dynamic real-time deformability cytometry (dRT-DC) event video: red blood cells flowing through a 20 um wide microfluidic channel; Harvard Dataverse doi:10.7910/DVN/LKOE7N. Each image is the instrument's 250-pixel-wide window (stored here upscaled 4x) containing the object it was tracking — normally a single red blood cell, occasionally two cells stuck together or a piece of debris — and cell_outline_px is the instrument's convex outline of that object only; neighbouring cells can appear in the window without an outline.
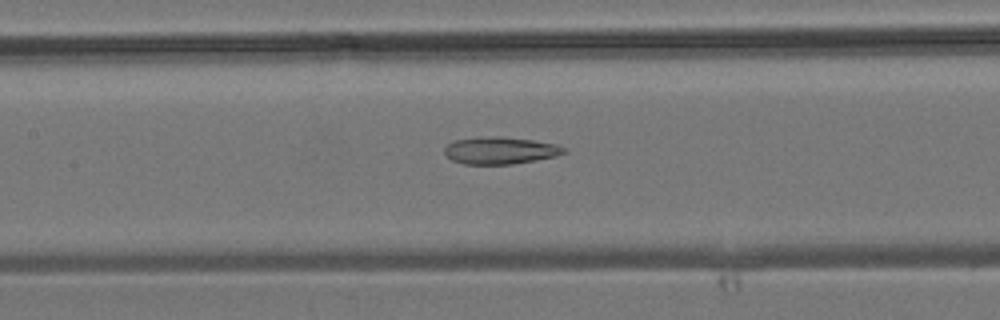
{"species": "common noctule bat (a hibernating species)", "species_latin": "Nyctalus noctula", "temperature_condition": "room temperature", "stored_images_in_passage": 43, "camera_frame_rate_fps": 3000, "um_per_image_px": 0.085, "animal": {"sex": "male", "body_mass_g": 19.2, "forearm_length_mm": 51.8}, "frame": {"image": 1, "passage_image": 20, "time_ms": 6.333, "image_size_px": [1000, 320], "cell_outline_px": [[568, 152], [556, 156], [512, 164], [464, 164], [452, 160], [444, 152], [444, 148], [448, 144], [456, 140], [476, 136], [496, 136], [532, 140], [556, 144], [568, 148]], "centroid_in_image_um": [42.53, 12.78], "position_along_channel_um": 164.9, "area_um2": 18.96}}
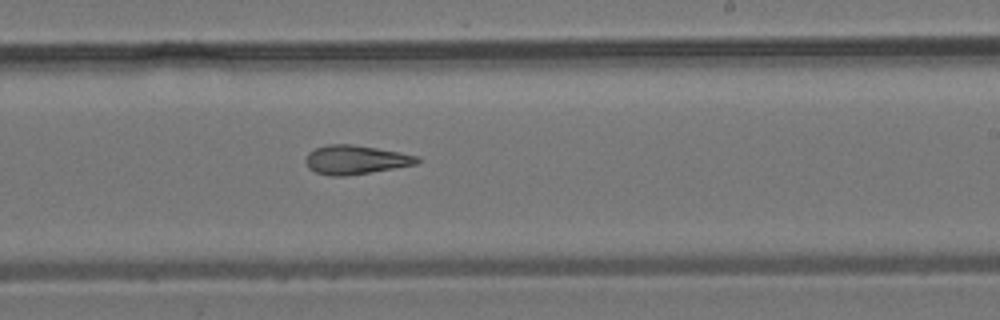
{"frame": {"image": 2, "passage_image": 26, "time_ms": 8.333, "image_size_px": [1000, 320], "cell_outline_px": [[420, 160], [416, 164], [344, 176], [328, 176], [316, 172], [308, 168], [304, 160], [308, 152], [316, 148], [328, 144], [352, 144], [400, 152], [420, 156]], "centroid_in_image_um": [30.19, 13.57], "position_along_channel_um": 258.8, "area_um2": 18.73}}
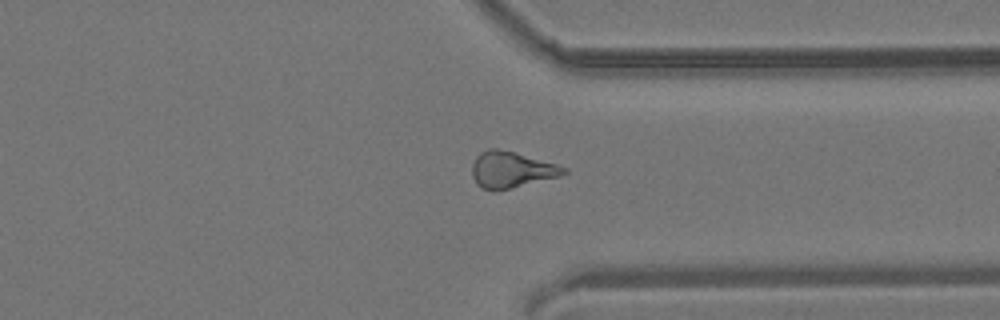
{"frame": {"image": 3, "passage_image": 33, "time_ms": 10.667, "image_size_px": [1000, 320], "cell_outline_px": [[568, 172], [560, 176], [496, 192], [492, 192], [480, 188], [476, 184], [472, 176], [472, 164], [476, 156], [480, 152], [488, 148], [496, 148], [516, 152], [556, 164], [568, 168]], "centroid_in_image_um": [43.43, 14.44], "position_along_channel_um": 368.0, "area_um2": 19.71}}